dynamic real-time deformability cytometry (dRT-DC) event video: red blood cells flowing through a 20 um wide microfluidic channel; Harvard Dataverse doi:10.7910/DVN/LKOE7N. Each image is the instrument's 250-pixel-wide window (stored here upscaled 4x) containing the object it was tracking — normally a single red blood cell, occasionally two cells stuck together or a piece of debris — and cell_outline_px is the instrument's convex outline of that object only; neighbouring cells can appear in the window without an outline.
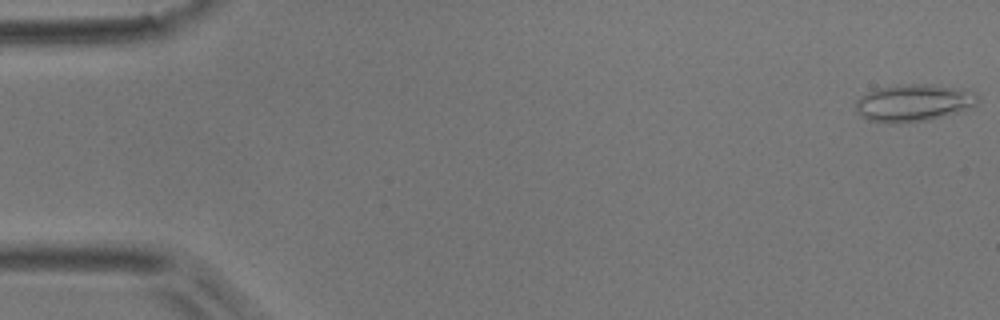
{"species": "common noctule bat (a hibernating species)", "species_latin": "Nyctalus noctula", "temperature_condition": "room temperature", "stored_images_in_passage": 54, "camera_frame_rate_fps": 3000, "um_per_image_px": 0.085, "animal": {"sex": "male", "body_mass_g": 17.9}, "frame": {"image": 1, "passage_image": 1, "time_ms": 0.0, "image_size_px": [1000, 320], "cell_outline_px": [[980, 100], [976, 104], [968, 108], [944, 116], [928, 120], [892, 124], [868, 120], [860, 116], [856, 112], [856, 100], [860, 96], [876, 88], [908, 84], [928, 84], [976, 92], [980, 96]], "centroid_in_image_um": [77.62, 8.75], "position_along_channel_um": 7.4, "area_um2": 26.41}}
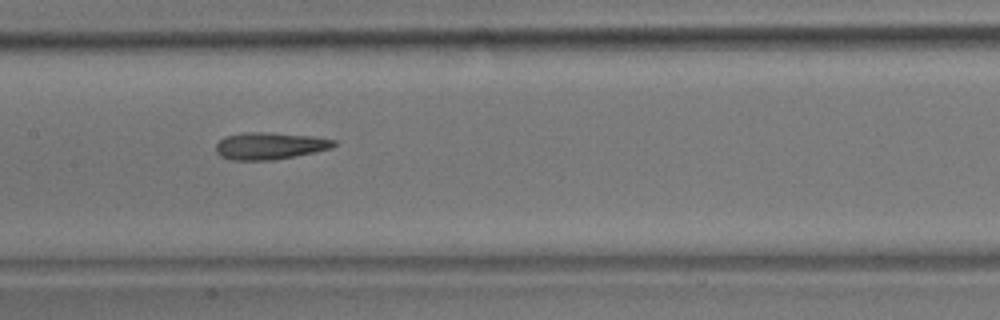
{"frame": {"image": 2, "passage_image": 26, "time_ms": 8.333, "image_size_px": [1000, 320], "cell_outline_px": [[336, 144], [332, 148], [316, 152], [296, 156], [272, 160], [228, 160], [220, 156], [216, 152], [216, 144], [224, 136], [244, 132], [264, 132], [312, 136], [336, 140]], "centroid_in_image_um": [22.91, 12.4], "position_along_channel_um": 184.5, "area_um2": 18.73}}
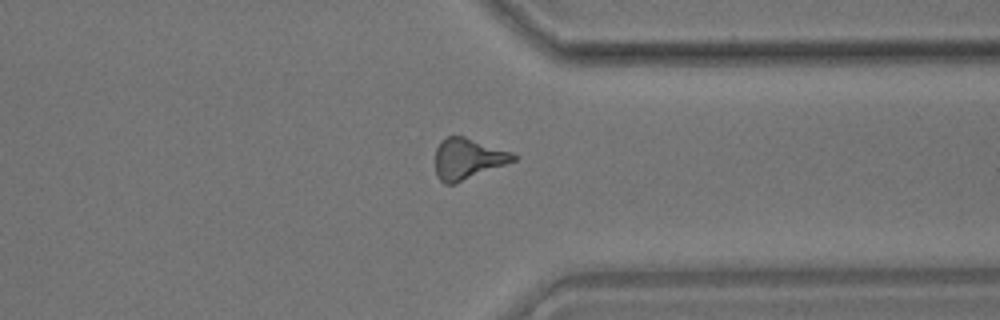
{"frame": {"image": 3, "passage_image": 41, "time_ms": 13.333, "image_size_px": [1000, 320], "cell_outline_px": [[520, 156], [516, 160], [456, 184], [444, 184], [440, 180], [436, 172], [436, 148], [440, 140], [448, 136], [464, 136], [512, 152]], "centroid_in_image_um": [39.77, 13.5], "position_along_channel_um": 371.6, "area_um2": 18.73}, "authors_computed_cell_mechanics": {"area_um2": 18.3226, "velocity_mm_per_s": 3.794, "shape_relaxation_time_tau1_ms": 9.4251, "shape_relaxation_time_tau2_ms": 6.0267, "deformation_change_tau1": 0.213, "deformation_change_tau2": 0.1678}}